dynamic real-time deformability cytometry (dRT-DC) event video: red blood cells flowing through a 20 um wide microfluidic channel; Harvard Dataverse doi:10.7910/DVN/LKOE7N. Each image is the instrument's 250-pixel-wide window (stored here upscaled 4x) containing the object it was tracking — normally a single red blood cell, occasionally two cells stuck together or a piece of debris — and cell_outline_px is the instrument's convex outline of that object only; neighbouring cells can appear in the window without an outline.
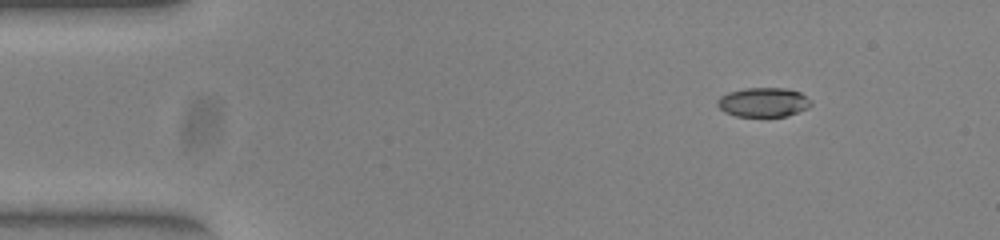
{"species": "common noctule bat (a hibernating species)", "species_latin": "Nyctalus noctula", "temperature_condition": "warm", "stored_images_in_passage": 46, "camera_frame_rate_fps": 3000, "um_per_image_px": 0.085, "animal": {"sex": "female", "body_mass_g": 23.0, "forearm_length_mm": 53.4}, "frame": {"image": 1, "passage_image": 1, "time_ms": 0.0, "image_size_px": [1000, 240], "cell_outline_px": [[812, 104], [808, 108], [788, 116], [736, 116], [724, 112], [716, 104], [716, 100], [720, 96], [728, 92], [744, 88], [784, 88], [800, 92], [812, 100]], "centroid_in_image_um": [64.88, 8.69], "position_along_channel_um": 20.1, "area_um2": 16.13}}
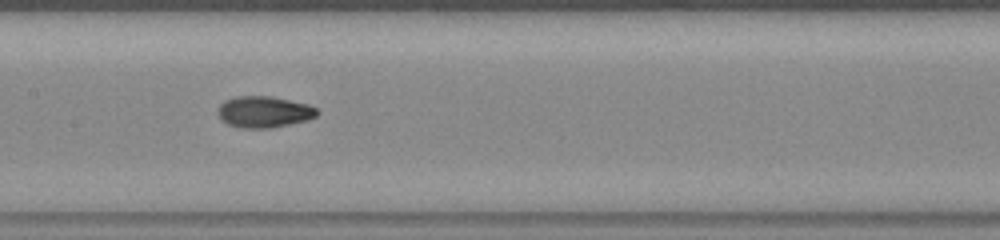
{"frame": {"image": 2, "passage_image": 20, "time_ms": 6.333, "image_size_px": [1000, 240], "cell_outline_px": [[320, 112], [316, 116], [308, 120], [268, 128], [244, 128], [228, 124], [216, 112], [220, 104], [224, 100], [236, 96], [272, 96], [308, 104], [316, 108]], "centroid_in_image_um": [22.45, 9.49], "position_along_channel_um": 185.0, "area_um2": 18.09}}
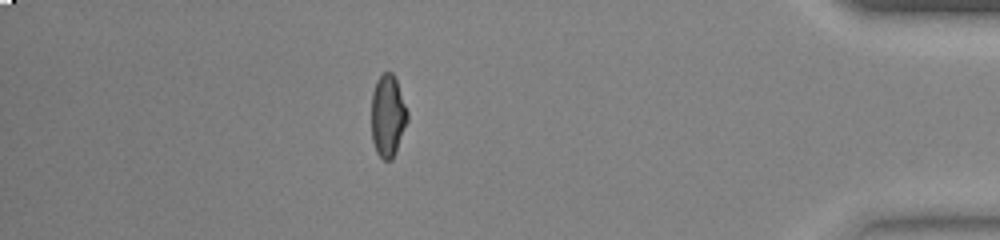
{"frame": {"image": 3, "passage_image": 40, "time_ms": 13.0, "image_size_px": [1000, 240], "cell_outline_px": [[408, 120], [396, 152], [392, 160], [384, 160], [376, 152], [372, 140], [372, 92], [376, 80], [384, 72], [392, 72], [396, 80], [408, 112]], "centroid_in_image_um": [32.96, 9.86], "position_along_channel_um": 402.2, "area_um2": 17.22}, "authors_computed_cell_mechanics": {"area_um2": 17.3111, "velocity_mm_per_s": 3.9544, "shape_relaxation_time_tau1_ms": 9.3267, "shape_relaxation_time_tau2_ms": 1.5148, "deformation_change_tau1": 0.2452, "deformation_change_tau2": 0.0582}}